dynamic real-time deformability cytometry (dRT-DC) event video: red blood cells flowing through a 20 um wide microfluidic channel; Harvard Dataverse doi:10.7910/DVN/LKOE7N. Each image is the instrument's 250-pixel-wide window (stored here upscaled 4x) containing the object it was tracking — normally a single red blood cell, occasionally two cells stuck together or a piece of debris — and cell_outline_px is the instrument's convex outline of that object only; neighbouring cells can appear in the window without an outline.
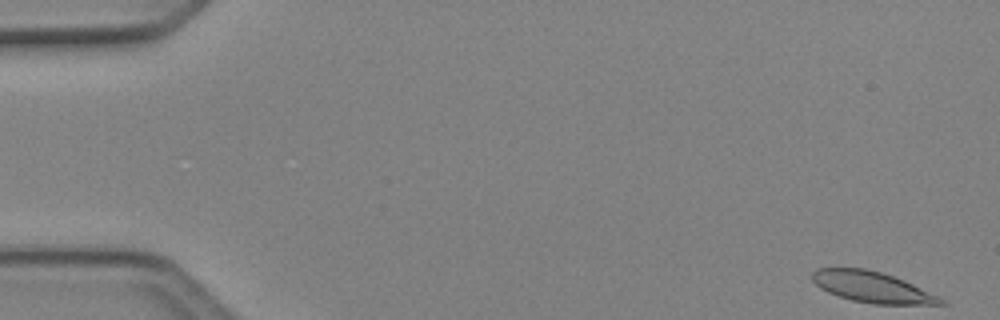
{"species": "Egyptian fruit bat (a non-hibernating species)", "species_latin": "Rousettus aegyptiacus", "temperature_condition": "cold", "stored_images_in_passage": 4, "camera_frame_rate_fps": 3000, "um_per_image_px": 0.085, "animal": {"sex": "female"}, "frame": {"image": 1, "passage_image": 1, "time_ms": 0.0, "image_size_px": [1000, 320], "cell_outline_px": [[948, 304], [872, 304], [852, 300], [828, 292], [820, 288], [812, 280], [812, 272], [816, 268], [864, 268], [880, 272], [904, 280], [940, 296]], "centroid_in_image_um": [74.14, 24.4], "position_along_channel_um": 10.9, "area_um2": 23.0}}
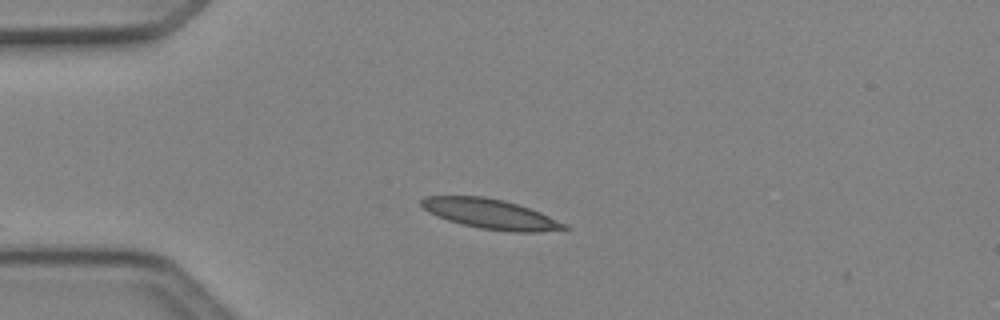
{"frame": {"image": 2, "passage_image": 4, "time_ms": 1.0, "image_size_px": [1000, 320], "cell_outline_px": [[572, 228], [536, 232], [512, 232], [480, 228], [448, 220], [436, 216], [428, 212], [420, 204], [420, 200], [424, 196], [484, 196], [504, 200], [540, 212], [568, 224]], "centroid_in_image_um": [41.7, 18.18], "position_along_channel_um": 43.3, "area_um2": 24.8}}